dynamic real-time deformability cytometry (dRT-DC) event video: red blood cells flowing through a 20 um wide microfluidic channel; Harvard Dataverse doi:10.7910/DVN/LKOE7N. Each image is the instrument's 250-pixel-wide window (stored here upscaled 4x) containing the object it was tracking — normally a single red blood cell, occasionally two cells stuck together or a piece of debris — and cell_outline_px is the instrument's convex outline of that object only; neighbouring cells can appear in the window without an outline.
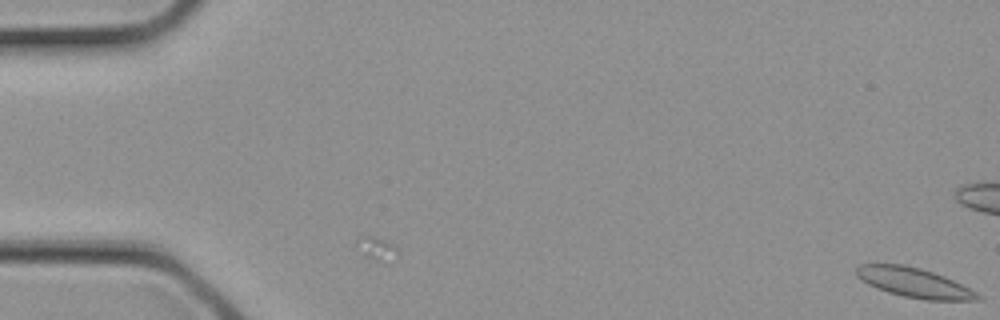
{"species": "common noctule bat (a hibernating species)", "species_latin": "Nyctalus noctula", "temperature_condition": "cold", "stored_images_in_passage": 4, "camera_frame_rate_fps": 3000, "um_per_image_px": 0.085, "animal": {"sex": "female", "body_mass_g": 21.9}, "frame": {"image": 1, "passage_image": 1, "time_ms": 0.0, "image_size_px": [1000, 320], "cell_outline_px": [[980, 296], [976, 300], [924, 300], [904, 296], [888, 292], [876, 288], [868, 284], [856, 276], [856, 268], [860, 264], [904, 264], [920, 268], [944, 276], [976, 292]], "centroid_in_image_um": [77.65, 24.02], "position_along_channel_um": 7.4, "area_um2": 20.63}}